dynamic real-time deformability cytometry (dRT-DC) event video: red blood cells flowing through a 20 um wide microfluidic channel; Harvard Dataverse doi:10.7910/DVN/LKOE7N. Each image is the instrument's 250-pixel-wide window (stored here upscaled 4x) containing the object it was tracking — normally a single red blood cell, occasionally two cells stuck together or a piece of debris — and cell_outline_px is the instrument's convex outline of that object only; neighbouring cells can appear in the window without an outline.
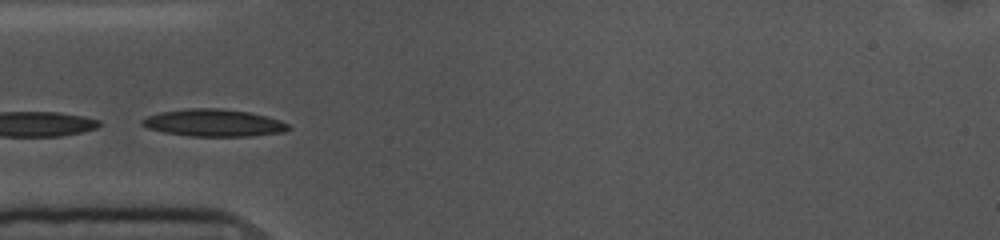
{"species": "common noctule bat (a hibernating species)", "species_latin": "Nyctalus noctula", "temperature_condition": "cold", "stored_images_in_passage": 16, "camera_frame_rate_fps": 3000, "um_per_image_px": 0.085, "animal": {"sex": "female", "body_mass_g": 10.0, "forearm_length_mm": 53.1}, "frame": {"image": 1, "passage_image": 12, "time_ms": 3.667, "image_size_px": [1000, 240], "cell_outline_px": [[292, 128], [284, 132], [252, 136], [188, 136], [164, 132], [148, 128], [140, 124], [140, 120], [148, 116], [160, 112], [188, 108], [220, 108], [248, 112], [268, 116], [280, 120], [288, 124]], "centroid_in_image_um": [18.18, 10.44], "position_along_channel_um": 66.8, "area_um2": 23.35}}